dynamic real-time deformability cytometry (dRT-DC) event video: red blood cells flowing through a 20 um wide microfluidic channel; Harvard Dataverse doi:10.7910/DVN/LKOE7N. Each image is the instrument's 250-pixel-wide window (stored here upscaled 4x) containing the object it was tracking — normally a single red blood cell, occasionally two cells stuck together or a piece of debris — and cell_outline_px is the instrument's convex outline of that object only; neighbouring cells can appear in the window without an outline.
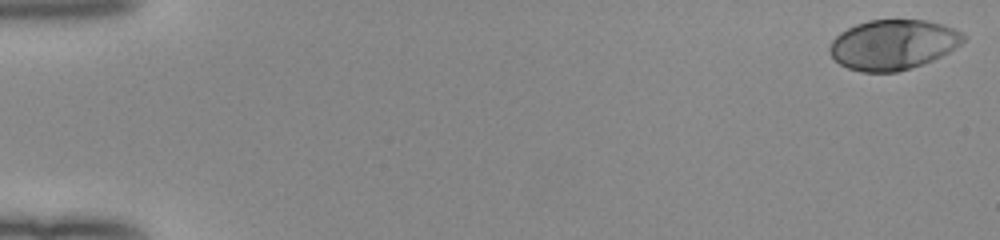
{"species": "human", "species_latin": "Homo sapiens", "temperature_condition": "room temperature", "stored_images_in_passage": 51, "camera_frame_rate_fps": 3000, "um_per_image_px": 0.085, "donor": {"sex": "female"}, "frame": {"image": 1, "passage_image": 1, "time_ms": 0.0, "image_size_px": [1000, 240], "cell_outline_px": [[968, 36], [960, 44], [948, 52], [924, 64], [896, 72], [860, 72], [848, 68], [840, 64], [828, 52], [828, 48], [832, 40], [840, 32], [856, 24], [868, 20], [924, 20], [944, 24]], "centroid_in_image_um": [75.89, 3.79], "position_along_channel_um": 9.1, "area_um2": 38.96}}
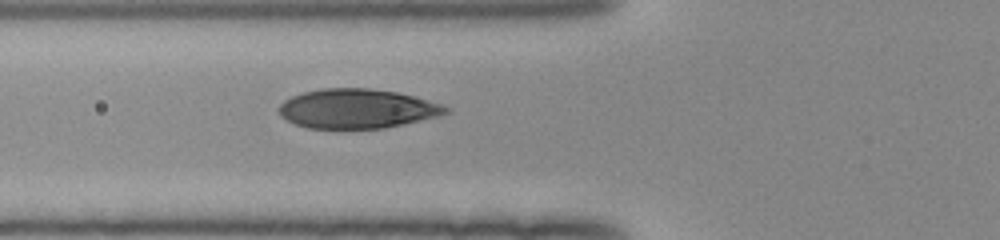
{"frame": {"image": 2, "passage_image": 20, "time_ms": 6.333, "image_size_px": [1000, 240], "cell_outline_px": [[452, 112], [440, 116], [384, 128], [308, 128], [296, 124], [280, 116], [280, 104], [284, 100], [292, 96], [304, 92], [324, 88], [368, 88], [396, 92], [412, 96], [440, 104], [452, 108]], "centroid_in_image_um": [30.38, 9.24], "position_along_channel_um": 95.4, "area_um2": 38.09}}
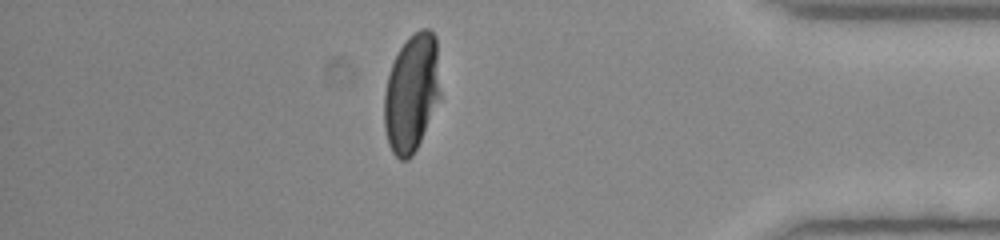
{"frame": {"image": 3, "passage_image": 45, "time_ms": 14.667, "image_size_px": [1000, 240], "cell_outline_px": [[440, 96], [420, 140], [412, 156], [408, 160], [400, 160], [392, 152], [388, 144], [384, 128], [384, 92], [388, 76], [392, 64], [400, 48], [420, 28], [428, 28], [436, 36], [440, 92]], "centroid_in_image_um": [34.97, 7.92], "position_along_channel_um": 400.2, "area_um2": 38.15}, "authors_computed_cell_mechanics": {"area_um2": 39.2462, "velocity_mm_per_s": 4.0149, "shape_relaxation_time_tau1_ms": 3.8203, "shape_relaxation_time_tau2_ms": null, "deformation_change_tau1": 0.2151, "deformation_change_tau2": null}}